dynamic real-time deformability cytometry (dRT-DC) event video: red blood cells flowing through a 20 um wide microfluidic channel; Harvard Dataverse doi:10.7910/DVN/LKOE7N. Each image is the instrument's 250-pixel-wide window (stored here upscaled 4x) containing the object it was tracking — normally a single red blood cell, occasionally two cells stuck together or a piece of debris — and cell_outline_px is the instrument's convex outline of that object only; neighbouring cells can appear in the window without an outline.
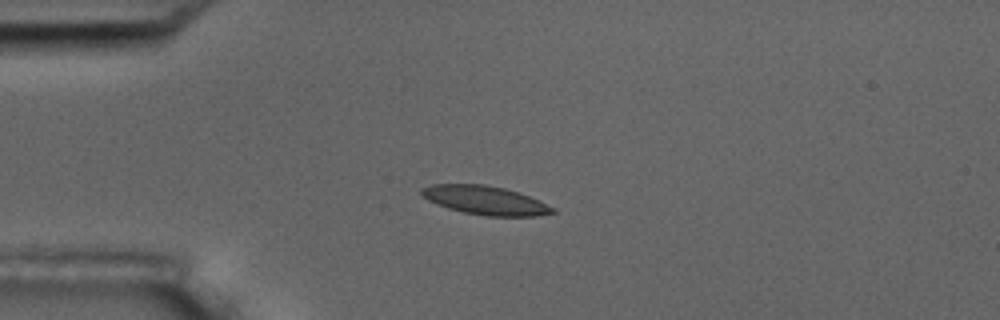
{"species": "common noctule bat (a hibernating species)", "species_latin": "Nyctalus noctula", "temperature_condition": "room temperature", "stored_images_in_passage": 16, "camera_frame_rate_fps": 3000, "um_per_image_px": 0.085, "animal": {"sex": "male", "body_mass_g": 17.5, "forearm_length_mm": 52.3}, "frame": {"image": 1, "passage_image": 5, "time_ms": 4.667, "image_size_px": [1000, 320], "cell_outline_px": [[556, 212], [536, 216], [484, 216], [464, 212], [448, 208], [428, 200], [420, 192], [420, 188], [432, 184], [484, 184], [504, 188], [528, 196], [556, 208]], "centroid_in_image_um": [41.24, 17.02], "position_along_channel_um": 43.8, "area_um2": 21.79}, "authors_computed_cell_mechanics": {"area_um2": 21.5883, "velocity_mm_per_s": 3.5761, "shape_relaxation_time_tau1_ms": 3.6169, "shape_relaxation_time_tau2_ms": 2.5553, "deformation_change_tau1": 0.0925, "deformation_change_tau2": 0.0679}}